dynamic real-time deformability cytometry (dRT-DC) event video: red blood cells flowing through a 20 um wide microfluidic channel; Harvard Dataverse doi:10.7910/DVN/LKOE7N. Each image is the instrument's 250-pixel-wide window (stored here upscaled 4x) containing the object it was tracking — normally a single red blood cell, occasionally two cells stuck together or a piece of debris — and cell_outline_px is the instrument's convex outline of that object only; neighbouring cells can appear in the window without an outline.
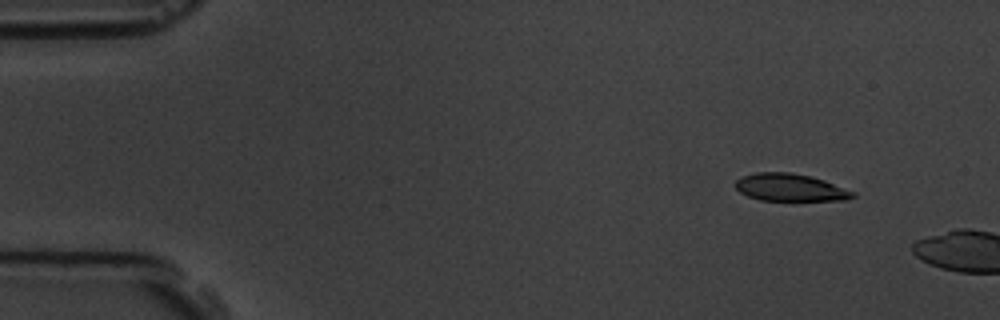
{"species": "common noctule bat (a hibernating species)", "species_latin": "Nyctalus noctula", "temperature_condition": "room temperature", "stored_images_in_passage": 2, "camera_frame_rate_fps": 3000, "um_per_image_px": 0.085, "animal": {"sex": "male", "body_mass_g": 19.5, "forearm_length_mm": 54.6}, "frame": {"image": 1, "passage_image": 1, "time_ms": 0.0, "image_size_px": [1000, 320], "cell_outline_px": [[856, 196], [848, 200], [760, 200], [748, 196], [740, 192], [736, 188], [736, 180], [744, 176], [756, 172], [792, 172], [824, 180], [856, 192]], "centroid_in_image_um": [67.2, 15.94], "position_along_channel_um": 17.8, "area_um2": 18.67}}